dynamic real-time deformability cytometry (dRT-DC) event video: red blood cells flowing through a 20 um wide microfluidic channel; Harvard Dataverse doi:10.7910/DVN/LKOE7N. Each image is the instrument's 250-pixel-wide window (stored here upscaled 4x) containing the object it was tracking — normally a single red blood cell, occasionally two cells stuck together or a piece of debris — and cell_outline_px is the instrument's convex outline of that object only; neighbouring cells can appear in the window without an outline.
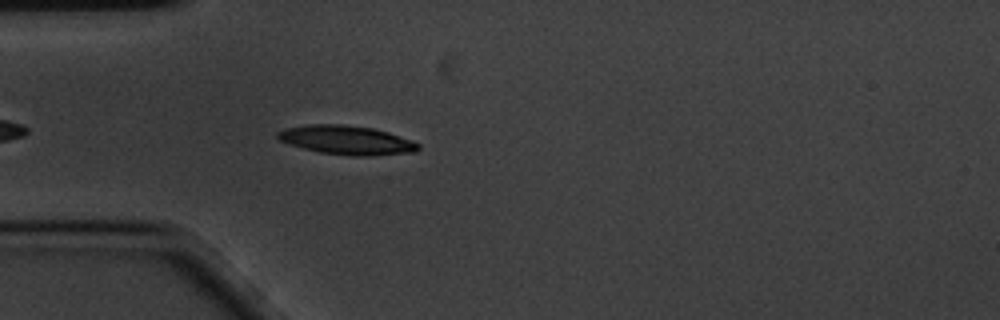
{"species": "common noctule bat (a hibernating species)", "species_latin": "Nyctalus noctula", "temperature_condition": "cold", "stored_images_in_passage": 5, "camera_frame_rate_fps": 3000, "um_per_image_px": 0.085, "animal": {"sex": "male", "body_mass_g": 20.1, "forearm_length_mm": 53.5}, "frame": {"image": 1, "passage_image": 5, "time_ms": 1.333, "image_size_px": [1000, 320], "cell_outline_px": [[420, 148], [416, 152], [372, 156], [352, 156], [320, 152], [304, 148], [280, 140], [276, 136], [276, 132], [288, 128], [308, 124], [340, 124], [372, 128], [388, 132], [412, 140], [420, 144]], "centroid_in_image_um": [29.52, 11.91], "position_along_channel_um": 55.5, "area_um2": 23.64}}